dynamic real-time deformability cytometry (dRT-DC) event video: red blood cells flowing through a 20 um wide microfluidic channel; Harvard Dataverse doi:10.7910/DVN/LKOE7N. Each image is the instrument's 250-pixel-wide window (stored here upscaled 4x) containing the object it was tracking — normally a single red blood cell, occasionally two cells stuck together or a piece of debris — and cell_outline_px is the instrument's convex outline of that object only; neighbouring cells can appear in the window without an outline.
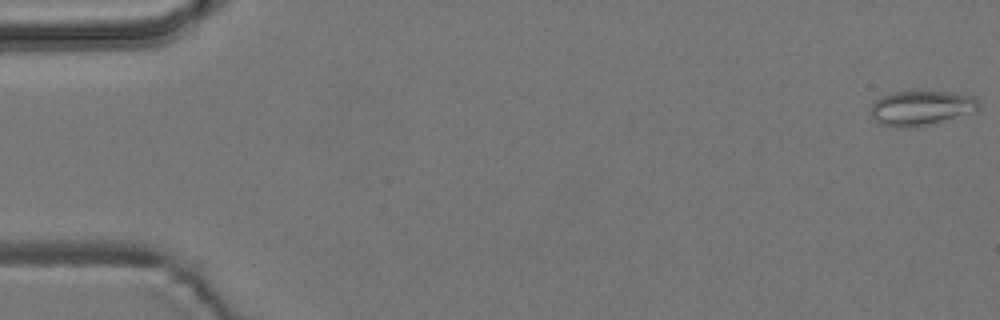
{"species": "common noctule bat (a hibernating species)", "species_latin": "Nyctalus noctula", "temperature_condition": "room temperature", "stored_images_in_passage": 55, "camera_frame_rate_fps": 3000, "um_per_image_px": 0.085, "animal": {"sex": "male", "body_mass_g": 19.2, "forearm_length_mm": 51.8}, "frame": {"image": 1, "passage_image": 1, "time_ms": 0.0, "image_size_px": [1000, 320], "cell_outline_px": [[980, 108], [976, 112], [932, 124], [916, 128], [896, 128], [880, 124], [872, 116], [872, 104], [880, 96], [896, 92], [948, 92], [976, 96], [980, 104]], "centroid_in_image_um": [78.35, 9.2], "position_along_channel_um": 6.6, "area_um2": 22.14}}
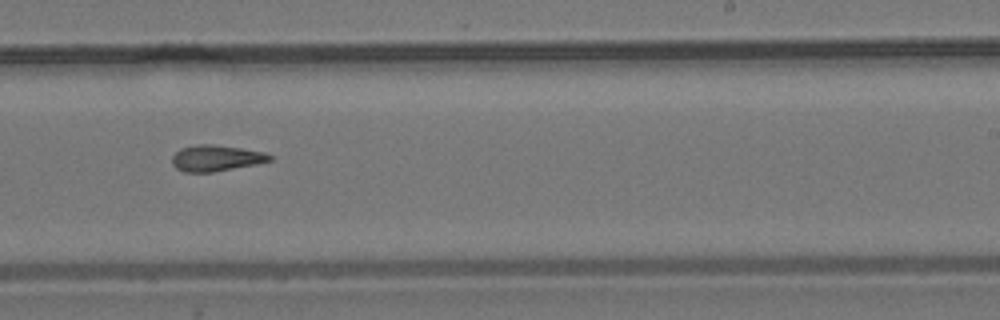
{"frame": {"image": 2, "passage_image": 34, "time_ms": 11.0, "image_size_px": [1000, 320], "cell_outline_px": [[272, 160], [256, 164], [212, 172], [184, 172], [176, 168], [172, 164], [172, 156], [180, 148], [196, 144], [212, 144], [240, 148], [264, 152], [272, 156]], "centroid_in_image_um": [18.33, 13.44], "position_along_channel_um": 270.7, "area_um2": 14.8}}
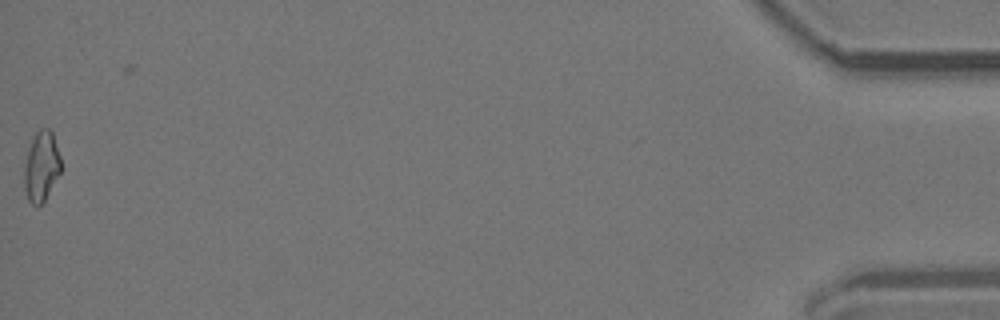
{"frame": {"image": 3, "passage_image": 55, "time_ms": 18.0, "image_size_px": [1000, 320], "cell_outline_px": [[60, 172], [44, 200], [40, 204], [32, 204], [28, 200], [24, 188], [24, 168], [28, 148], [32, 136], [40, 128], [48, 128], [52, 132], [60, 156]], "centroid_in_image_um": [3.49, 14.1], "position_along_channel_um": 431.7, "area_um2": 14.8}, "authors_computed_cell_mechanics": {"area_um2": 14.9124, "velocity_mm_per_s": 3.7898, "shape_relaxation_time_tau1_ms": null, "shape_relaxation_time_tau2_ms": 4.1867, "deformation_change_tau1": null, "deformation_change_tau2": 0.1301}}